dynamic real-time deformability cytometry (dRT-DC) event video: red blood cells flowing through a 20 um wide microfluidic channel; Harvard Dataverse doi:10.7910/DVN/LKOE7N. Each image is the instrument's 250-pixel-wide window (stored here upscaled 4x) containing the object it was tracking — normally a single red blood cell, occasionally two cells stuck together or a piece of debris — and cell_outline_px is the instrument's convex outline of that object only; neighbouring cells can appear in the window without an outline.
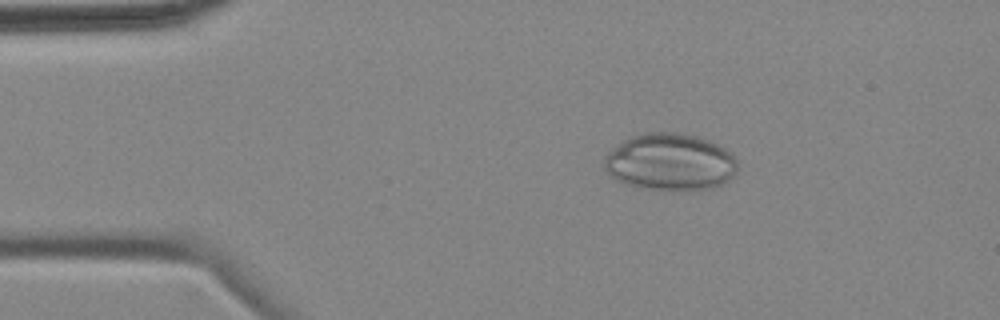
{"species": "common noctule bat (a hibernating species)", "species_latin": "Nyctalus noctula", "temperature_condition": "cold", "stored_images_in_passage": 5, "camera_frame_rate_fps": 3000, "um_per_image_px": 0.085, "animal": {"sex": "female", "body_mass_g": 18.4}, "frame": {"image": 1, "passage_image": 2, "time_ms": 1.0, "image_size_px": [1000, 320], "cell_outline_px": [[736, 172], [728, 180], [712, 188], [636, 188], [624, 184], [616, 180], [604, 168], [604, 156], [608, 152], [624, 140], [632, 136], [644, 132], [676, 132], [696, 136], [716, 144], [724, 148], [736, 160]], "centroid_in_image_um": [56.9, 13.75], "position_along_channel_um": 28.1, "area_um2": 43.58}}